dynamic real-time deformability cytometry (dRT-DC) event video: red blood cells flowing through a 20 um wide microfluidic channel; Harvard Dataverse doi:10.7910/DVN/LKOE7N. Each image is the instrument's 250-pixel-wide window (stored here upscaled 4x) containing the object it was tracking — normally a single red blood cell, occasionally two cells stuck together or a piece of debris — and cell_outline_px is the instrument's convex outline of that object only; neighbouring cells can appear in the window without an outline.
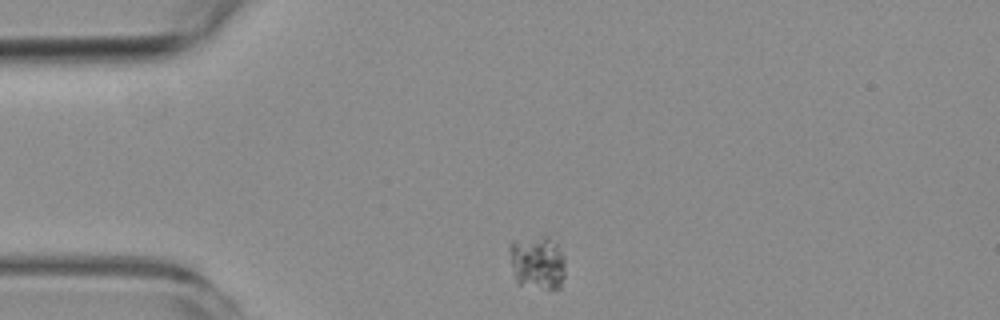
{"species": "common noctule bat (a hibernating species)", "species_latin": "Nyctalus noctula", "temperature_condition": "room temperature", "stored_images_in_passage": 2, "camera_frame_rate_fps": 3000, "um_per_image_px": 0.085, "animal": {"sex": "female", "body_mass_g": 19.3, "forearm_length_mm": 54.1}, "frame": {"image": 1, "passage_image": 1, "time_ms": 0.0, "image_size_px": [1000, 320], "cell_outline_px": [[564, 276], [560, 288], [548, 292], [516, 284], [508, 248], [508, 244], [512, 240], [548, 232], [564, 256]], "centroid_in_image_um": [45.67, 22.3], "position_along_channel_um": 39.3, "area_um2": 18.67}}